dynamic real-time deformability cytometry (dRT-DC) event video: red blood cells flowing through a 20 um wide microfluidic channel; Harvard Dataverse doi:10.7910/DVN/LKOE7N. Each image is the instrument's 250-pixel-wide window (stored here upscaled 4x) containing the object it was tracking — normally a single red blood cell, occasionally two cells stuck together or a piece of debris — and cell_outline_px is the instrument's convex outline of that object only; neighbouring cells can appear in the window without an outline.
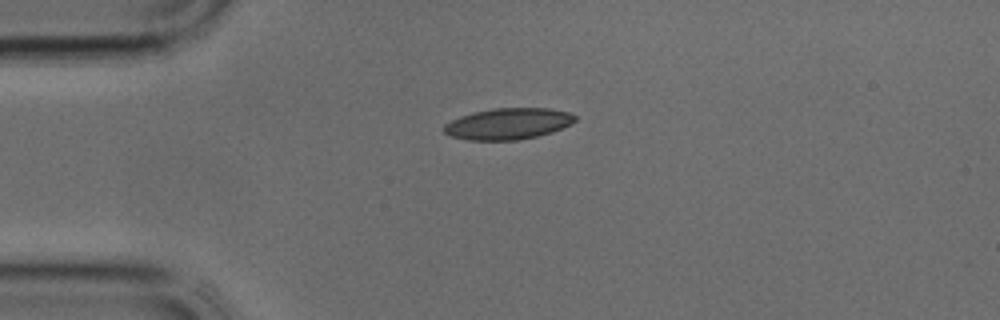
{"species": "common noctule bat (a hibernating species)", "species_latin": "Nyctalus noctula", "temperature_condition": "cold", "stored_images_in_passage": 30, "camera_frame_rate_fps": 3000, "um_per_image_px": 0.085, "animal": {"sex": "male", "body_mass_g": 17.9, "forearm_length_mm": 54.2}, "frame": {"image": 1, "passage_image": 1, "time_ms": 0.0, "image_size_px": [1000, 320], "cell_outline_px": [[576, 120], [572, 124], [552, 132], [520, 140], [468, 140], [452, 136], [444, 132], [444, 124], [460, 116], [472, 112], [492, 108], [548, 108], [568, 112], [576, 116]], "centroid_in_image_um": [43.2, 10.51], "position_along_channel_um": 41.8, "area_um2": 23.93}}
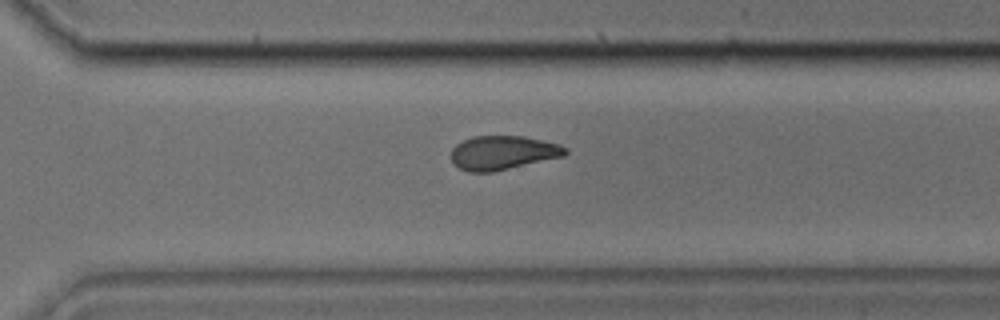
{"frame": {"image": 2, "passage_image": 19, "time_ms": 6.0, "image_size_px": [1000, 320], "cell_outline_px": [[568, 152], [564, 156], [492, 172], [468, 172], [460, 168], [452, 160], [452, 148], [456, 144], [472, 136], [524, 136], [560, 144], [568, 148]], "centroid_in_image_um": [42.76, 12.97], "position_along_channel_um": 327.8, "area_um2": 22.54}}
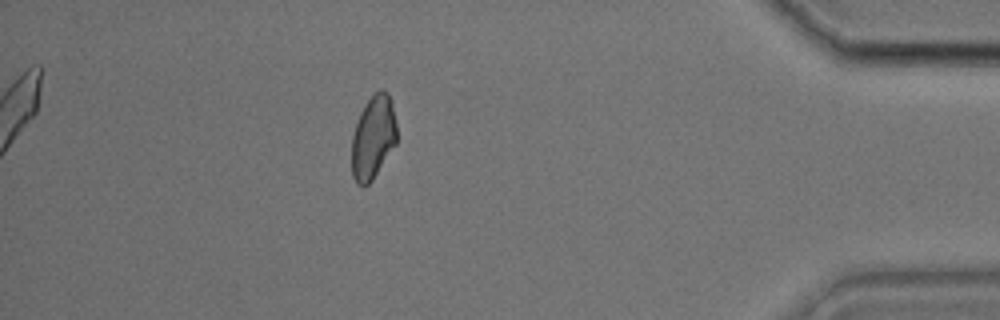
{"frame": {"image": 3, "passage_image": 26, "time_ms": 8.333, "image_size_px": [1000, 320], "cell_outline_px": [[396, 144], [372, 180], [368, 184], [356, 184], [352, 176], [352, 136], [360, 112], [364, 104], [380, 88], [388, 92], [392, 100], [396, 120]], "centroid_in_image_um": [31.73, 11.64], "position_along_channel_um": 403.5, "area_um2": 21.96}}